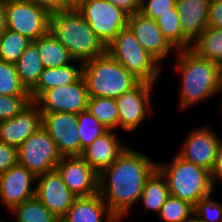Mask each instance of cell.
Here are the masks:
<instances>
[{"mask_svg":"<svg viewBox=\"0 0 222 222\" xmlns=\"http://www.w3.org/2000/svg\"><path fill=\"white\" fill-rule=\"evenodd\" d=\"M0 95L30 96L29 91L21 84L15 64L0 60Z\"/></svg>","mask_w":222,"mask_h":222,"instance_id":"cell-33","label":"cell"},{"mask_svg":"<svg viewBox=\"0 0 222 222\" xmlns=\"http://www.w3.org/2000/svg\"><path fill=\"white\" fill-rule=\"evenodd\" d=\"M88 92L81 77L75 83L45 90L34 102L41 112H66L79 114L87 110Z\"/></svg>","mask_w":222,"mask_h":222,"instance_id":"cell-12","label":"cell"},{"mask_svg":"<svg viewBox=\"0 0 222 222\" xmlns=\"http://www.w3.org/2000/svg\"><path fill=\"white\" fill-rule=\"evenodd\" d=\"M155 84L140 81L134 88L116 98L118 129L133 132L145 121L152 111V91ZM152 112V113H151Z\"/></svg>","mask_w":222,"mask_h":222,"instance_id":"cell-10","label":"cell"},{"mask_svg":"<svg viewBox=\"0 0 222 222\" xmlns=\"http://www.w3.org/2000/svg\"><path fill=\"white\" fill-rule=\"evenodd\" d=\"M179 72V110L185 111L204 100L222 95V67L198 55L191 48L173 54Z\"/></svg>","mask_w":222,"mask_h":222,"instance_id":"cell-2","label":"cell"},{"mask_svg":"<svg viewBox=\"0 0 222 222\" xmlns=\"http://www.w3.org/2000/svg\"><path fill=\"white\" fill-rule=\"evenodd\" d=\"M39 6L40 8L46 10L50 15L58 13L60 11L69 10V8L64 4V0H29Z\"/></svg>","mask_w":222,"mask_h":222,"instance_id":"cell-39","label":"cell"},{"mask_svg":"<svg viewBox=\"0 0 222 222\" xmlns=\"http://www.w3.org/2000/svg\"><path fill=\"white\" fill-rule=\"evenodd\" d=\"M156 21L164 37L176 50L191 48L192 42L183 34L177 7L159 16Z\"/></svg>","mask_w":222,"mask_h":222,"instance_id":"cell-27","label":"cell"},{"mask_svg":"<svg viewBox=\"0 0 222 222\" xmlns=\"http://www.w3.org/2000/svg\"><path fill=\"white\" fill-rule=\"evenodd\" d=\"M35 188L36 176L20 164L0 174V202L8 212L33 198Z\"/></svg>","mask_w":222,"mask_h":222,"instance_id":"cell-15","label":"cell"},{"mask_svg":"<svg viewBox=\"0 0 222 222\" xmlns=\"http://www.w3.org/2000/svg\"><path fill=\"white\" fill-rule=\"evenodd\" d=\"M191 49L222 67V29L207 27L192 43Z\"/></svg>","mask_w":222,"mask_h":222,"instance_id":"cell-26","label":"cell"},{"mask_svg":"<svg viewBox=\"0 0 222 222\" xmlns=\"http://www.w3.org/2000/svg\"><path fill=\"white\" fill-rule=\"evenodd\" d=\"M156 217L162 222H193L194 206L170 195Z\"/></svg>","mask_w":222,"mask_h":222,"instance_id":"cell-31","label":"cell"},{"mask_svg":"<svg viewBox=\"0 0 222 222\" xmlns=\"http://www.w3.org/2000/svg\"><path fill=\"white\" fill-rule=\"evenodd\" d=\"M76 9L106 47L128 24L129 15L106 0H84Z\"/></svg>","mask_w":222,"mask_h":222,"instance_id":"cell-8","label":"cell"},{"mask_svg":"<svg viewBox=\"0 0 222 222\" xmlns=\"http://www.w3.org/2000/svg\"><path fill=\"white\" fill-rule=\"evenodd\" d=\"M177 0H141L140 13L156 20L159 16L171 12L176 7Z\"/></svg>","mask_w":222,"mask_h":222,"instance_id":"cell-36","label":"cell"},{"mask_svg":"<svg viewBox=\"0 0 222 222\" xmlns=\"http://www.w3.org/2000/svg\"><path fill=\"white\" fill-rule=\"evenodd\" d=\"M210 0H177L183 34L193 43L208 27Z\"/></svg>","mask_w":222,"mask_h":222,"instance_id":"cell-21","label":"cell"},{"mask_svg":"<svg viewBox=\"0 0 222 222\" xmlns=\"http://www.w3.org/2000/svg\"><path fill=\"white\" fill-rule=\"evenodd\" d=\"M212 183L215 186V183H222V144L219 147L216 162L213 170L211 171Z\"/></svg>","mask_w":222,"mask_h":222,"instance_id":"cell-41","label":"cell"},{"mask_svg":"<svg viewBox=\"0 0 222 222\" xmlns=\"http://www.w3.org/2000/svg\"><path fill=\"white\" fill-rule=\"evenodd\" d=\"M56 170L76 197L99 193V174L81 156H63Z\"/></svg>","mask_w":222,"mask_h":222,"instance_id":"cell-14","label":"cell"},{"mask_svg":"<svg viewBox=\"0 0 222 222\" xmlns=\"http://www.w3.org/2000/svg\"><path fill=\"white\" fill-rule=\"evenodd\" d=\"M157 162V169L165 177L169 194L192 204L213 194L211 172L188 162L175 153L170 161Z\"/></svg>","mask_w":222,"mask_h":222,"instance_id":"cell-4","label":"cell"},{"mask_svg":"<svg viewBox=\"0 0 222 222\" xmlns=\"http://www.w3.org/2000/svg\"><path fill=\"white\" fill-rule=\"evenodd\" d=\"M15 67L21 84L30 92L36 86L44 69L39 50L33 41L15 63Z\"/></svg>","mask_w":222,"mask_h":222,"instance_id":"cell-25","label":"cell"},{"mask_svg":"<svg viewBox=\"0 0 222 222\" xmlns=\"http://www.w3.org/2000/svg\"><path fill=\"white\" fill-rule=\"evenodd\" d=\"M106 52L140 81L156 84L162 66L141 46L126 27L108 44Z\"/></svg>","mask_w":222,"mask_h":222,"instance_id":"cell-6","label":"cell"},{"mask_svg":"<svg viewBox=\"0 0 222 222\" xmlns=\"http://www.w3.org/2000/svg\"><path fill=\"white\" fill-rule=\"evenodd\" d=\"M7 29L6 0H0V35Z\"/></svg>","mask_w":222,"mask_h":222,"instance_id":"cell-42","label":"cell"},{"mask_svg":"<svg viewBox=\"0 0 222 222\" xmlns=\"http://www.w3.org/2000/svg\"><path fill=\"white\" fill-rule=\"evenodd\" d=\"M77 133L81 143V154L84 148L90 145L96 138L105 134L109 129L99 122L88 110L77 114Z\"/></svg>","mask_w":222,"mask_h":222,"instance_id":"cell-32","label":"cell"},{"mask_svg":"<svg viewBox=\"0 0 222 222\" xmlns=\"http://www.w3.org/2000/svg\"><path fill=\"white\" fill-rule=\"evenodd\" d=\"M18 164V147L0 142V174Z\"/></svg>","mask_w":222,"mask_h":222,"instance_id":"cell-37","label":"cell"},{"mask_svg":"<svg viewBox=\"0 0 222 222\" xmlns=\"http://www.w3.org/2000/svg\"><path fill=\"white\" fill-rule=\"evenodd\" d=\"M222 219V202L212 199V194L201 198L194 206L196 222H220Z\"/></svg>","mask_w":222,"mask_h":222,"instance_id":"cell-34","label":"cell"},{"mask_svg":"<svg viewBox=\"0 0 222 222\" xmlns=\"http://www.w3.org/2000/svg\"><path fill=\"white\" fill-rule=\"evenodd\" d=\"M44 68H57L73 63L75 60L66 47L49 31L36 41Z\"/></svg>","mask_w":222,"mask_h":222,"instance_id":"cell-23","label":"cell"},{"mask_svg":"<svg viewBox=\"0 0 222 222\" xmlns=\"http://www.w3.org/2000/svg\"><path fill=\"white\" fill-rule=\"evenodd\" d=\"M127 27L141 46L163 67V62L177 50L164 37L157 21L140 12L129 16Z\"/></svg>","mask_w":222,"mask_h":222,"instance_id":"cell-16","label":"cell"},{"mask_svg":"<svg viewBox=\"0 0 222 222\" xmlns=\"http://www.w3.org/2000/svg\"><path fill=\"white\" fill-rule=\"evenodd\" d=\"M42 126L55 141L62 156H80L77 114L42 112Z\"/></svg>","mask_w":222,"mask_h":222,"instance_id":"cell-13","label":"cell"},{"mask_svg":"<svg viewBox=\"0 0 222 222\" xmlns=\"http://www.w3.org/2000/svg\"><path fill=\"white\" fill-rule=\"evenodd\" d=\"M102 196L76 197L61 222H117Z\"/></svg>","mask_w":222,"mask_h":222,"instance_id":"cell-20","label":"cell"},{"mask_svg":"<svg viewBox=\"0 0 222 222\" xmlns=\"http://www.w3.org/2000/svg\"><path fill=\"white\" fill-rule=\"evenodd\" d=\"M156 169V160L128 146L99 174V194L119 220H126L139 204L144 185Z\"/></svg>","mask_w":222,"mask_h":222,"instance_id":"cell-1","label":"cell"},{"mask_svg":"<svg viewBox=\"0 0 222 222\" xmlns=\"http://www.w3.org/2000/svg\"><path fill=\"white\" fill-rule=\"evenodd\" d=\"M114 4L119 9L123 10L129 16L140 11L141 0H106Z\"/></svg>","mask_w":222,"mask_h":222,"instance_id":"cell-40","label":"cell"},{"mask_svg":"<svg viewBox=\"0 0 222 222\" xmlns=\"http://www.w3.org/2000/svg\"><path fill=\"white\" fill-rule=\"evenodd\" d=\"M186 138L177 151V154L184 160L194 163L208 171H212L220 145L221 135L217 131L205 125L195 128L186 134Z\"/></svg>","mask_w":222,"mask_h":222,"instance_id":"cell-11","label":"cell"},{"mask_svg":"<svg viewBox=\"0 0 222 222\" xmlns=\"http://www.w3.org/2000/svg\"><path fill=\"white\" fill-rule=\"evenodd\" d=\"M9 213L14 222H61L34 196L13 208Z\"/></svg>","mask_w":222,"mask_h":222,"instance_id":"cell-28","label":"cell"},{"mask_svg":"<svg viewBox=\"0 0 222 222\" xmlns=\"http://www.w3.org/2000/svg\"><path fill=\"white\" fill-rule=\"evenodd\" d=\"M128 147L119 139L116 131L108 130L83 149L80 155L88 165L100 174Z\"/></svg>","mask_w":222,"mask_h":222,"instance_id":"cell-19","label":"cell"},{"mask_svg":"<svg viewBox=\"0 0 222 222\" xmlns=\"http://www.w3.org/2000/svg\"><path fill=\"white\" fill-rule=\"evenodd\" d=\"M35 196L59 219L65 216L76 198L57 170L36 177Z\"/></svg>","mask_w":222,"mask_h":222,"instance_id":"cell-17","label":"cell"},{"mask_svg":"<svg viewBox=\"0 0 222 222\" xmlns=\"http://www.w3.org/2000/svg\"><path fill=\"white\" fill-rule=\"evenodd\" d=\"M7 29L31 41L49 32L50 14L29 0H6Z\"/></svg>","mask_w":222,"mask_h":222,"instance_id":"cell-9","label":"cell"},{"mask_svg":"<svg viewBox=\"0 0 222 222\" xmlns=\"http://www.w3.org/2000/svg\"><path fill=\"white\" fill-rule=\"evenodd\" d=\"M82 77L89 97L116 99L140 82L107 52L83 62Z\"/></svg>","mask_w":222,"mask_h":222,"instance_id":"cell-5","label":"cell"},{"mask_svg":"<svg viewBox=\"0 0 222 222\" xmlns=\"http://www.w3.org/2000/svg\"><path fill=\"white\" fill-rule=\"evenodd\" d=\"M87 110L109 130H118V108L116 100L106 97H89Z\"/></svg>","mask_w":222,"mask_h":222,"instance_id":"cell-29","label":"cell"},{"mask_svg":"<svg viewBox=\"0 0 222 222\" xmlns=\"http://www.w3.org/2000/svg\"><path fill=\"white\" fill-rule=\"evenodd\" d=\"M49 31L74 60L86 62L106 53V46L77 9L51 14Z\"/></svg>","mask_w":222,"mask_h":222,"instance_id":"cell-3","label":"cell"},{"mask_svg":"<svg viewBox=\"0 0 222 222\" xmlns=\"http://www.w3.org/2000/svg\"><path fill=\"white\" fill-rule=\"evenodd\" d=\"M169 196L167 181L161 172L156 169L144 185L139 204L141 202V206L146 212L150 211L158 215Z\"/></svg>","mask_w":222,"mask_h":222,"instance_id":"cell-24","label":"cell"},{"mask_svg":"<svg viewBox=\"0 0 222 222\" xmlns=\"http://www.w3.org/2000/svg\"><path fill=\"white\" fill-rule=\"evenodd\" d=\"M84 0H64V4L69 9H76Z\"/></svg>","mask_w":222,"mask_h":222,"instance_id":"cell-43","label":"cell"},{"mask_svg":"<svg viewBox=\"0 0 222 222\" xmlns=\"http://www.w3.org/2000/svg\"><path fill=\"white\" fill-rule=\"evenodd\" d=\"M83 62L75 60L69 65L57 68H44L36 86L29 92L35 101L45 90L75 83L82 77Z\"/></svg>","mask_w":222,"mask_h":222,"instance_id":"cell-22","label":"cell"},{"mask_svg":"<svg viewBox=\"0 0 222 222\" xmlns=\"http://www.w3.org/2000/svg\"><path fill=\"white\" fill-rule=\"evenodd\" d=\"M131 220L129 219V222H130ZM117 222H128V220H118ZM132 222V221H131Z\"/></svg>","mask_w":222,"mask_h":222,"instance_id":"cell-44","label":"cell"},{"mask_svg":"<svg viewBox=\"0 0 222 222\" xmlns=\"http://www.w3.org/2000/svg\"><path fill=\"white\" fill-rule=\"evenodd\" d=\"M62 157L55 141L43 126L18 146V164L36 177L56 170V165Z\"/></svg>","mask_w":222,"mask_h":222,"instance_id":"cell-7","label":"cell"},{"mask_svg":"<svg viewBox=\"0 0 222 222\" xmlns=\"http://www.w3.org/2000/svg\"><path fill=\"white\" fill-rule=\"evenodd\" d=\"M208 27L222 29V0H210Z\"/></svg>","mask_w":222,"mask_h":222,"instance_id":"cell-38","label":"cell"},{"mask_svg":"<svg viewBox=\"0 0 222 222\" xmlns=\"http://www.w3.org/2000/svg\"><path fill=\"white\" fill-rule=\"evenodd\" d=\"M31 42L27 37L6 29L0 35V60L15 64Z\"/></svg>","mask_w":222,"mask_h":222,"instance_id":"cell-30","label":"cell"},{"mask_svg":"<svg viewBox=\"0 0 222 222\" xmlns=\"http://www.w3.org/2000/svg\"><path fill=\"white\" fill-rule=\"evenodd\" d=\"M31 102L32 100L30 96L0 95V121L16 116Z\"/></svg>","mask_w":222,"mask_h":222,"instance_id":"cell-35","label":"cell"},{"mask_svg":"<svg viewBox=\"0 0 222 222\" xmlns=\"http://www.w3.org/2000/svg\"><path fill=\"white\" fill-rule=\"evenodd\" d=\"M42 126V112L32 101L16 116L0 121V142L18 147Z\"/></svg>","mask_w":222,"mask_h":222,"instance_id":"cell-18","label":"cell"}]
</instances>
